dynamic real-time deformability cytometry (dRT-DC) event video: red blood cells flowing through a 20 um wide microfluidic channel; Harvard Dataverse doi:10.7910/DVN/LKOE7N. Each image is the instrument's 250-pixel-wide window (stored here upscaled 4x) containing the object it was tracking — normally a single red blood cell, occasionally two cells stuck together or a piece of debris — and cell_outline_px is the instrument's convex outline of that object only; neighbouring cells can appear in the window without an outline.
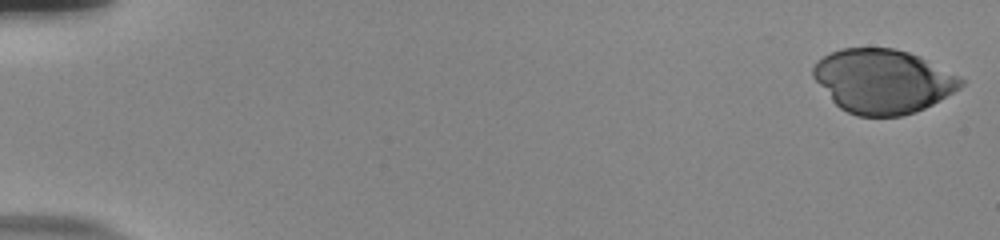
{"species": "human", "species_latin": "Homo sapiens", "temperature_condition": "room temperature", "stored_images_in_passage": 37, "camera_frame_rate_fps": 3000, "um_per_image_px": 0.085, "donor": {"sex": "male"}, "frame": {"image": 1, "passage_image": 1, "time_ms": 0.0, "image_size_px": [1000, 240], "cell_outline_px": [[968, 80], [960, 88], [932, 104], [916, 112], [900, 116], [856, 116], [840, 108], [832, 100], [812, 76], [812, 68], [816, 60], [840, 48], [892, 48], [908, 52], [920, 56]], "centroid_in_image_um": [75.05, 6.89], "position_along_channel_um": 9.9, "area_um2": 55.2}}
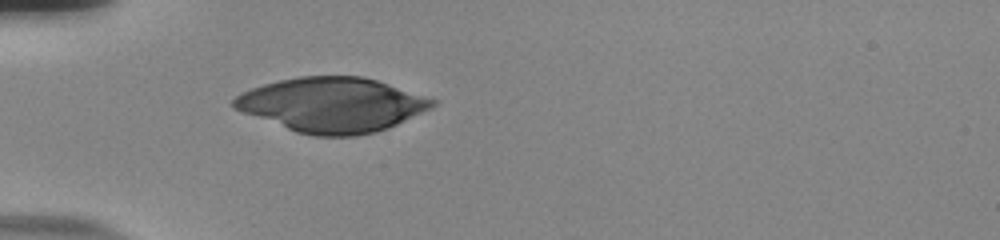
{"frame": {"image": 2, "passage_image": 18, "time_ms": 5.667, "image_size_px": [1000, 240], "cell_outline_px": [[436, 104], [432, 108], [388, 128], [376, 132], [356, 136], [312, 136], [296, 132], [232, 108], [232, 100], [240, 92], [264, 84], [280, 80], [300, 76], [360, 76], [376, 80], [436, 100]], "centroid_in_image_um": [28.2, 8.92], "position_along_channel_um": 56.8, "area_um2": 62.89}}